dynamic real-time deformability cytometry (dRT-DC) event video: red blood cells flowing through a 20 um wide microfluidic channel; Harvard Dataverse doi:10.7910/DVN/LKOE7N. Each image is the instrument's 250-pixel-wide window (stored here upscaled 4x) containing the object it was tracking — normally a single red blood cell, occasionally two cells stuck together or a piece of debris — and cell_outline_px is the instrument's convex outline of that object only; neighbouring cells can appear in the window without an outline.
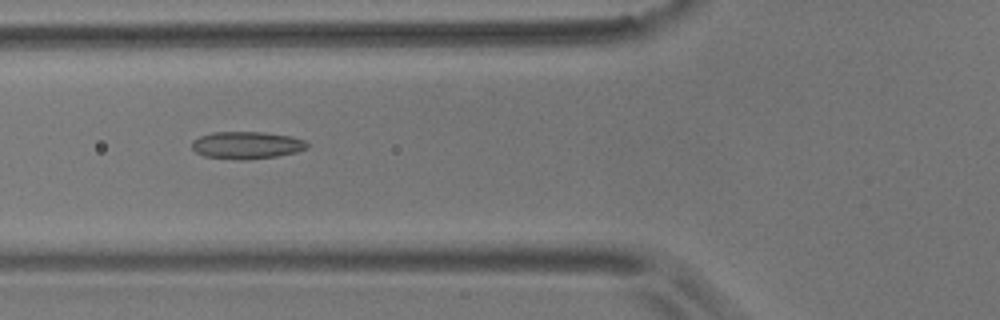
{"species": "common noctule bat (a hibernating species)", "species_latin": "Nyctalus noctula", "temperature_condition": "room temperature", "stored_images_in_passage": 37, "camera_frame_rate_fps": 3000, "um_per_image_px": 0.085, "animal": {"sex": "male", "body_mass_g": 17.9}, "frame": {"image": 1, "passage_image": 9, "time_ms": 2.667, "image_size_px": [1000, 320], "cell_outline_px": [[308, 148], [296, 152], [276, 156], [248, 160], [236, 160], [204, 156], [196, 152], [192, 148], [192, 140], [200, 136], [212, 132], [264, 132], [292, 136], [304, 140], [308, 144]], "centroid_in_image_um": [20.96, 12.34], "position_along_channel_um": 104.8, "area_um2": 18.5}}
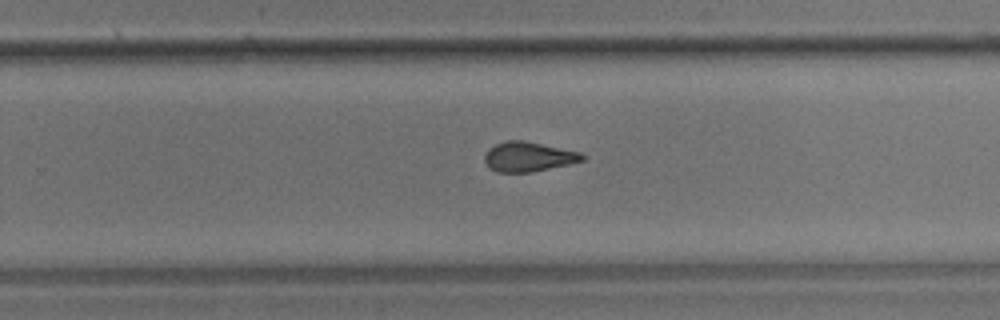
{"frame": {"image": 2, "passage_image": 24, "time_ms": 7.667, "image_size_px": [1000, 320], "cell_outline_px": [[584, 160], [568, 164], [532, 172], [496, 172], [484, 160], [484, 156], [488, 148], [496, 144], [508, 140], [524, 140], [580, 152], [584, 156]], "centroid_in_image_um": [44.9, 13.31], "position_along_channel_um": 284.9, "area_um2": 16.7}}
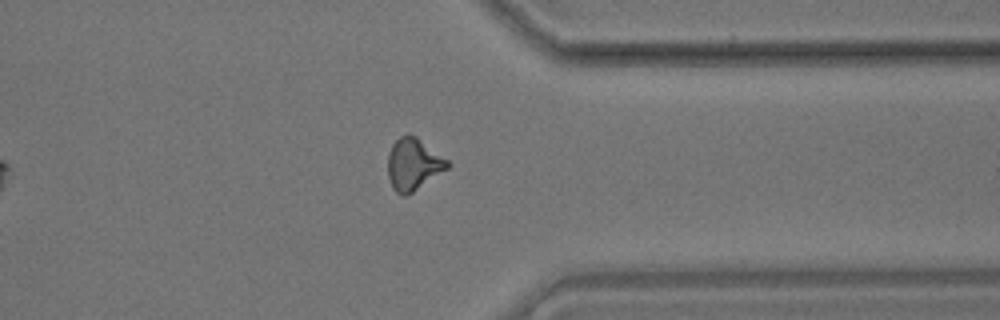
{"frame": {"image": 3, "passage_image": 32, "time_ms": 10.333, "image_size_px": [1000, 320], "cell_outline_px": [[452, 164], [448, 168], [408, 196], [404, 196], [396, 192], [392, 188], [388, 176], [388, 152], [392, 144], [400, 136], [408, 132], [416, 136], [448, 160]], "centroid_in_image_um": [35.13, 13.96], "position_along_channel_um": 376.3, "area_um2": 18.26}, "authors_computed_cell_mechanics": {"area_um2": 17.2822, "velocity_mm_per_s": 3.5963, "shape_relaxation_time_tau1_ms": 6.2442, "shape_relaxation_time_tau2_ms": 2.1902, "deformation_change_tau1": 0.1646, "deformation_change_tau2": 0.093}}